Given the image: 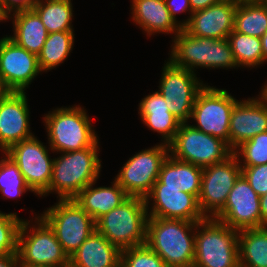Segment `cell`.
Listing matches in <instances>:
<instances>
[{"label": "cell", "instance_id": "24", "mask_svg": "<svg viewBox=\"0 0 267 267\" xmlns=\"http://www.w3.org/2000/svg\"><path fill=\"white\" fill-rule=\"evenodd\" d=\"M96 182L86 186L73 198L95 222L130 197L115 179L111 186L106 187H95Z\"/></svg>", "mask_w": 267, "mask_h": 267}, {"label": "cell", "instance_id": "40", "mask_svg": "<svg viewBox=\"0 0 267 267\" xmlns=\"http://www.w3.org/2000/svg\"><path fill=\"white\" fill-rule=\"evenodd\" d=\"M0 267H21L18 254L0 258Z\"/></svg>", "mask_w": 267, "mask_h": 267}, {"label": "cell", "instance_id": "7", "mask_svg": "<svg viewBox=\"0 0 267 267\" xmlns=\"http://www.w3.org/2000/svg\"><path fill=\"white\" fill-rule=\"evenodd\" d=\"M17 254L21 267L69 266V257L58 242L54 231L37 214L34 219L22 221Z\"/></svg>", "mask_w": 267, "mask_h": 267}, {"label": "cell", "instance_id": "29", "mask_svg": "<svg viewBox=\"0 0 267 267\" xmlns=\"http://www.w3.org/2000/svg\"><path fill=\"white\" fill-rule=\"evenodd\" d=\"M74 32L62 31L48 34L41 52L37 56L41 72L56 69L64 63L74 47Z\"/></svg>", "mask_w": 267, "mask_h": 267}, {"label": "cell", "instance_id": "41", "mask_svg": "<svg viewBox=\"0 0 267 267\" xmlns=\"http://www.w3.org/2000/svg\"><path fill=\"white\" fill-rule=\"evenodd\" d=\"M260 212L262 217V227L267 226V193L260 197Z\"/></svg>", "mask_w": 267, "mask_h": 267}, {"label": "cell", "instance_id": "4", "mask_svg": "<svg viewBox=\"0 0 267 267\" xmlns=\"http://www.w3.org/2000/svg\"><path fill=\"white\" fill-rule=\"evenodd\" d=\"M48 146L54 153L83 150L98 141L85 108L79 105L58 107L43 116Z\"/></svg>", "mask_w": 267, "mask_h": 267}, {"label": "cell", "instance_id": "9", "mask_svg": "<svg viewBox=\"0 0 267 267\" xmlns=\"http://www.w3.org/2000/svg\"><path fill=\"white\" fill-rule=\"evenodd\" d=\"M169 154L201 168L227 159L233 154L227 142L201 132L190 123H181L174 140L169 144Z\"/></svg>", "mask_w": 267, "mask_h": 267}, {"label": "cell", "instance_id": "20", "mask_svg": "<svg viewBox=\"0 0 267 267\" xmlns=\"http://www.w3.org/2000/svg\"><path fill=\"white\" fill-rule=\"evenodd\" d=\"M237 4L236 0H223L193 12L183 29L196 37L227 39L234 30Z\"/></svg>", "mask_w": 267, "mask_h": 267}, {"label": "cell", "instance_id": "14", "mask_svg": "<svg viewBox=\"0 0 267 267\" xmlns=\"http://www.w3.org/2000/svg\"><path fill=\"white\" fill-rule=\"evenodd\" d=\"M240 175L241 166L234 153L222 162L203 168L198 204L205 218H214L224 208Z\"/></svg>", "mask_w": 267, "mask_h": 267}, {"label": "cell", "instance_id": "27", "mask_svg": "<svg viewBox=\"0 0 267 267\" xmlns=\"http://www.w3.org/2000/svg\"><path fill=\"white\" fill-rule=\"evenodd\" d=\"M240 267H267V226L239 231Z\"/></svg>", "mask_w": 267, "mask_h": 267}, {"label": "cell", "instance_id": "23", "mask_svg": "<svg viewBox=\"0 0 267 267\" xmlns=\"http://www.w3.org/2000/svg\"><path fill=\"white\" fill-rule=\"evenodd\" d=\"M121 250L97 230L69 257V267H120Z\"/></svg>", "mask_w": 267, "mask_h": 267}, {"label": "cell", "instance_id": "1", "mask_svg": "<svg viewBox=\"0 0 267 267\" xmlns=\"http://www.w3.org/2000/svg\"><path fill=\"white\" fill-rule=\"evenodd\" d=\"M197 222L148 217L146 245L167 267H193Z\"/></svg>", "mask_w": 267, "mask_h": 267}, {"label": "cell", "instance_id": "26", "mask_svg": "<svg viewBox=\"0 0 267 267\" xmlns=\"http://www.w3.org/2000/svg\"><path fill=\"white\" fill-rule=\"evenodd\" d=\"M203 168L178 160L170 154L163 162L158 180L166 187H177L181 191L195 195L201 190Z\"/></svg>", "mask_w": 267, "mask_h": 267}, {"label": "cell", "instance_id": "25", "mask_svg": "<svg viewBox=\"0 0 267 267\" xmlns=\"http://www.w3.org/2000/svg\"><path fill=\"white\" fill-rule=\"evenodd\" d=\"M10 19H13V34L8 37L38 56L49 34L39 15L30 9L13 13L7 17V20Z\"/></svg>", "mask_w": 267, "mask_h": 267}, {"label": "cell", "instance_id": "30", "mask_svg": "<svg viewBox=\"0 0 267 267\" xmlns=\"http://www.w3.org/2000/svg\"><path fill=\"white\" fill-rule=\"evenodd\" d=\"M234 30L248 36L261 38L267 32V7L256 2L238 3Z\"/></svg>", "mask_w": 267, "mask_h": 267}, {"label": "cell", "instance_id": "2", "mask_svg": "<svg viewBox=\"0 0 267 267\" xmlns=\"http://www.w3.org/2000/svg\"><path fill=\"white\" fill-rule=\"evenodd\" d=\"M99 140L79 151L63 152L54 158L49 194L58 199H73L86 186L100 178Z\"/></svg>", "mask_w": 267, "mask_h": 267}, {"label": "cell", "instance_id": "44", "mask_svg": "<svg viewBox=\"0 0 267 267\" xmlns=\"http://www.w3.org/2000/svg\"><path fill=\"white\" fill-rule=\"evenodd\" d=\"M261 88L259 95L267 102V81Z\"/></svg>", "mask_w": 267, "mask_h": 267}, {"label": "cell", "instance_id": "45", "mask_svg": "<svg viewBox=\"0 0 267 267\" xmlns=\"http://www.w3.org/2000/svg\"><path fill=\"white\" fill-rule=\"evenodd\" d=\"M3 21L7 22V17L1 12V9H0V23Z\"/></svg>", "mask_w": 267, "mask_h": 267}, {"label": "cell", "instance_id": "36", "mask_svg": "<svg viewBox=\"0 0 267 267\" xmlns=\"http://www.w3.org/2000/svg\"><path fill=\"white\" fill-rule=\"evenodd\" d=\"M241 174L260 197L267 193V164L241 166Z\"/></svg>", "mask_w": 267, "mask_h": 267}, {"label": "cell", "instance_id": "22", "mask_svg": "<svg viewBox=\"0 0 267 267\" xmlns=\"http://www.w3.org/2000/svg\"><path fill=\"white\" fill-rule=\"evenodd\" d=\"M138 107V114L144 125L162 136L161 143L169 145L181 122L170 112L164 97L158 91L152 92L141 99Z\"/></svg>", "mask_w": 267, "mask_h": 267}, {"label": "cell", "instance_id": "39", "mask_svg": "<svg viewBox=\"0 0 267 267\" xmlns=\"http://www.w3.org/2000/svg\"><path fill=\"white\" fill-rule=\"evenodd\" d=\"M223 0H189L192 12L203 10L211 5L217 4Z\"/></svg>", "mask_w": 267, "mask_h": 267}, {"label": "cell", "instance_id": "19", "mask_svg": "<svg viewBox=\"0 0 267 267\" xmlns=\"http://www.w3.org/2000/svg\"><path fill=\"white\" fill-rule=\"evenodd\" d=\"M266 131L267 102L259 94L234 105L229 124V146L233 151L243 142Z\"/></svg>", "mask_w": 267, "mask_h": 267}, {"label": "cell", "instance_id": "17", "mask_svg": "<svg viewBox=\"0 0 267 267\" xmlns=\"http://www.w3.org/2000/svg\"><path fill=\"white\" fill-rule=\"evenodd\" d=\"M214 218L239 231L262 227L260 196L242 174L231 189L224 208Z\"/></svg>", "mask_w": 267, "mask_h": 267}, {"label": "cell", "instance_id": "8", "mask_svg": "<svg viewBox=\"0 0 267 267\" xmlns=\"http://www.w3.org/2000/svg\"><path fill=\"white\" fill-rule=\"evenodd\" d=\"M57 201L39 216L54 231L64 252L70 257L96 230V224L74 199Z\"/></svg>", "mask_w": 267, "mask_h": 267}, {"label": "cell", "instance_id": "43", "mask_svg": "<svg viewBox=\"0 0 267 267\" xmlns=\"http://www.w3.org/2000/svg\"><path fill=\"white\" fill-rule=\"evenodd\" d=\"M9 89L6 87L3 79H2V76H1V73H0V98L7 95L9 93Z\"/></svg>", "mask_w": 267, "mask_h": 267}, {"label": "cell", "instance_id": "15", "mask_svg": "<svg viewBox=\"0 0 267 267\" xmlns=\"http://www.w3.org/2000/svg\"><path fill=\"white\" fill-rule=\"evenodd\" d=\"M144 199L148 217L183 219L190 222L205 219L195 195L183 192L177 187H166L159 180Z\"/></svg>", "mask_w": 267, "mask_h": 267}, {"label": "cell", "instance_id": "12", "mask_svg": "<svg viewBox=\"0 0 267 267\" xmlns=\"http://www.w3.org/2000/svg\"><path fill=\"white\" fill-rule=\"evenodd\" d=\"M169 145L157 143L131 156L114 178L130 197L145 198L158 180Z\"/></svg>", "mask_w": 267, "mask_h": 267}, {"label": "cell", "instance_id": "38", "mask_svg": "<svg viewBox=\"0 0 267 267\" xmlns=\"http://www.w3.org/2000/svg\"><path fill=\"white\" fill-rule=\"evenodd\" d=\"M35 2L36 0H0V9L8 17L12 13L32 9Z\"/></svg>", "mask_w": 267, "mask_h": 267}, {"label": "cell", "instance_id": "16", "mask_svg": "<svg viewBox=\"0 0 267 267\" xmlns=\"http://www.w3.org/2000/svg\"><path fill=\"white\" fill-rule=\"evenodd\" d=\"M0 73L9 91L25 92L42 72L37 55L18 46L6 35L0 37Z\"/></svg>", "mask_w": 267, "mask_h": 267}, {"label": "cell", "instance_id": "11", "mask_svg": "<svg viewBox=\"0 0 267 267\" xmlns=\"http://www.w3.org/2000/svg\"><path fill=\"white\" fill-rule=\"evenodd\" d=\"M50 150V146H45L34 135L12 145L3 153L14 161L27 186L39 197L49 195L54 162V158L51 159L49 155Z\"/></svg>", "mask_w": 267, "mask_h": 267}, {"label": "cell", "instance_id": "37", "mask_svg": "<svg viewBox=\"0 0 267 267\" xmlns=\"http://www.w3.org/2000/svg\"><path fill=\"white\" fill-rule=\"evenodd\" d=\"M165 2L171 18L174 20L175 23H177L183 29L188 24L191 18V14L193 13L190 7L189 0H165ZM184 12L185 13L188 12L189 17L187 16V19L178 21L176 15Z\"/></svg>", "mask_w": 267, "mask_h": 267}, {"label": "cell", "instance_id": "34", "mask_svg": "<svg viewBox=\"0 0 267 267\" xmlns=\"http://www.w3.org/2000/svg\"><path fill=\"white\" fill-rule=\"evenodd\" d=\"M233 153L238 158L240 166L267 164V131L243 142Z\"/></svg>", "mask_w": 267, "mask_h": 267}, {"label": "cell", "instance_id": "13", "mask_svg": "<svg viewBox=\"0 0 267 267\" xmlns=\"http://www.w3.org/2000/svg\"><path fill=\"white\" fill-rule=\"evenodd\" d=\"M165 63L158 92L164 97L170 112L181 123L190 122L196 96L206 83L188 69L176 67L169 60Z\"/></svg>", "mask_w": 267, "mask_h": 267}, {"label": "cell", "instance_id": "3", "mask_svg": "<svg viewBox=\"0 0 267 267\" xmlns=\"http://www.w3.org/2000/svg\"><path fill=\"white\" fill-rule=\"evenodd\" d=\"M173 38L168 60L176 67L194 73L198 68L238 69L228 39L196 37L184 29Z\"/></svg>", "mask_w": 267, "mask_h": 267}, {"label": "cell", "instance_id": "47", "mask_svg": "<svg viewBox=\"0 0 267 267\" xmlns=\"http://www.w3.org/2000/svg\"><path fill=\"white\" fill-rule=\"evenodd\" d=\"M256 3H258L264 7H267V0H258Z\"/></svg>", "mask_w": 267, "mask_h": 267}, {"label": "cell", "instance_id": "28", "mask_svg": "<svg viewBox=\"0 0 267 267\" xmlns=\"http://www.w3.org/2000/svg\"><path fill=\"white\" fill-rule=\"evenodd\" d=\"M32 9L39 15L48 33L74 31L71 0H36Z\"/></svg>", "mask_w": 267, "mask_h": 267}, {"label": "cell", "instance_id": "42", "mask_svg": "<svg viewBox=\"0 0 267 267\" xmlns=\"http://www.w3.org/2000/svg\"><path fill=\"white\" fill-rule=\"evenodd\" d=\"M262 50H263V64L267 62V32L261 37Z\"/></svg>", "mask_w": 267, "mask_h": 267}, {"label": "cell", "instance_id": "35", "mask_svg": "<svg viewBox=\"0 0 267 267\" xmlns=\"http://www.w3.org/2000/svg\"><path fill=\"white\" fill-rule=\"evenodd\" d=\"M120 267H167L146 244L121 251Z\"/></svg>", "mask_w": 267, "mask_h": 267}, {"label": "cell", "instance_id": "18", "mask_svg": "<svg viewBox=\"0 0 267 267\" xmlns=\"http://www.w3.org/2000/svg\"><path fill=\"white\" fill-rule=\"evenodd\" d=\"M26 92L10 91L0 98V152H6L12 145L28 139L30 131V110Z\"/></svg>", "mask_w": 267, "mask_h": 267}, {"label": "cell", "instance_id": "6", "mask_svg": "<svg viewBox=\"0 0 267 267\" xmlns=\"http://www.w3.org/2000/svg\"><path fill=\"white\" fill-rule=\"evenodd\" d=\"M147 221L145 199L129 197L95 224L96 230L122 251L146 243Z\"/></svg>", "mask_w": 267, "mask_h": 267}, {"label": "cell", "instance_id": "46", "mask_svg": "<svg viewBox=\"0 0 267 267\" xmlns=\"http://www.w3.org/2000/svg\"><path fill=\"white\" fill-rule=\"evenodd\" d=\"M238 3H252L257 2L258 0H236Z\"/></svg>", "mask_w": 267, "mask_h": 267}, {"label": "cell", "instance_id": "5", "mask_svg": "<svg viewBox=\"0 0 267 267\" xmlns=\"http://www.w3.org/2000/svg\"><path fill=\"white\" fill-rule=\"evenodd\" d=\"M238 235L215 218L197 222L193 267H240Z\"/></svg>", "mask_w": 267, "mask_h": 267}, {"label": "cell", "instance_id": "10", "mask_svg": "<svg viewBox=\"0 0 267 267\" xmlns=\"http://www.w3.org/2000/svg\"><path fill=\"white\" fill-rule=\"evenodd\" d=\"M238 101L227 90L205 84L193 105L190 120L193 119L196 123L192 126L224 140L229 145L230 116Z\"/></svg>", "mask_w": 267, "mask_h": 267}, {"label": "cell", "instance_id": "31", "mask_svg": "<svg viewBox=\"0 0 267 267\" xmlns=\"http://www.w3.org/2000/svg\"><path fill=\"white\" fill-rule=\"evenodd\" d=\"M228 41L238 67L257 68L263 64L261 38L248 36L233 30Z\"/></svg>", "mask_w": 267, "mask_h": 267}, {"label": "cell", "instance_id": "21", "mask_svg": "<svg viewBox=\"0 0 267 267\" xmlns=\"http://www.w3.org/2000/svg\"><path fill=\"white\" fill-rule=\"evenodd\" d=\"M131 20L150 37L155 33L174 34L182 29L171 18L165 0H131Z\"/></svg>", "mask_w": 267, "mask_h": 267}, {"label": "cell", "instance_id": "32", "mask_svg": "<svg viewBox=\"0 0 267 267\" xmlns=\"http://www.w3.org/2000/svg\"><path fill=\"white\" fill-rule=\"evenodd\" d=\"M0 159V192L3 199H16L32 192L14 161L6 154Z\"/></svg>", "mask_w": 267, "mask_h": 267}, {"label": "cell", "instance_id": "33", "mask_svg": "<svg viewBox=\"0 0 267 267\" xmlns=\"http://www.w3.org/2000/svg\"><path fill=\"white\" fill-rule=\"evenodd\" d=\"M23 219L16 212L0 211V258L18 252V234Z\"/></svg>", "mask_w": 267, "mask_h": 267}, {"label": "cell", "instance_id": "48", "mask_svg": "<svg viewBox=\"0 0 267 267\" xmlns=\"http://www.w3.org/2000/svg\"><path fill=\"white\" fill-rule=\"evenodd\" d=\"M35 267H60V266H35ZM63 267H69V266H63Z\"/></svg>", "mask_w": 267, "mask_h": 267}]
</instances>
